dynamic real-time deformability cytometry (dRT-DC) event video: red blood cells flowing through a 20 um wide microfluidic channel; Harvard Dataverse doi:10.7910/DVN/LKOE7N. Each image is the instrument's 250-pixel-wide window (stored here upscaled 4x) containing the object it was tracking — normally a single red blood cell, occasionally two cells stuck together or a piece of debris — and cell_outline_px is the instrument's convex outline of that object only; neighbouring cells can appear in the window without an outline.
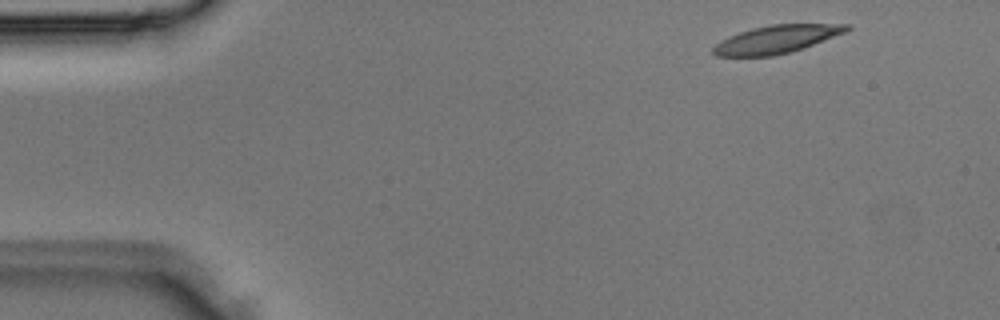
{"species": "Egyptian fruit bat (a non-hibernating species)", "species_latin": "Rousettus aegyptiacus", "temperature_condition": "room temperature", "stored_images_in_passage": 3, "camera_frame_rate_fps": 3000, "um_per_image_px": 0.085, "animal": {"sex": "male"}, "frame": {"image": 1, "passage_image": 1, "time_ms": 0.0, "image_size_px": [1000, 320], "cell_outline_px": [[852, 28], [844, 32], [804, 48], [772, 56], [716, 56], [712, 52], [712, 48], [720, 40], [728, 36], [752, 28], [772, 24], [852, 24]], "centroid_in_image_um": [65.98, 3.33], "position_along_channel_um": 19.0, "area_um2": 21.62}}